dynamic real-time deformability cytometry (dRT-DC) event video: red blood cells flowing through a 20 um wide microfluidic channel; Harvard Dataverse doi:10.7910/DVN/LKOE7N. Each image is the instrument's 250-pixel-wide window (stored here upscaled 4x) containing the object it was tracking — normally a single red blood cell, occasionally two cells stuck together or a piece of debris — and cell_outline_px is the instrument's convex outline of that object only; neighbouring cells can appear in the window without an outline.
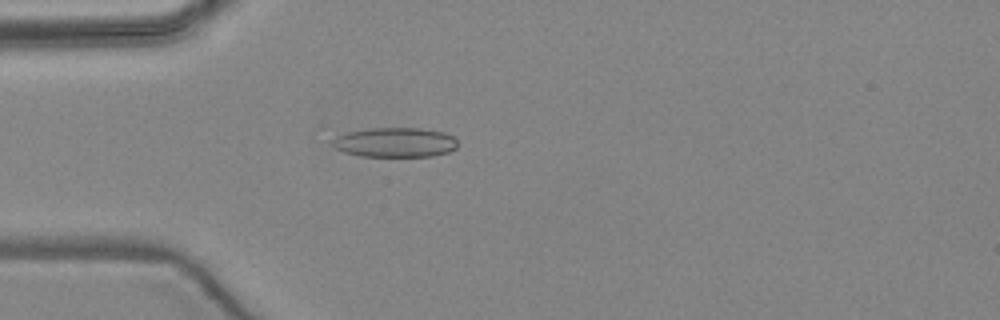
{"species": "common noctule bat (a hibernating species)", "species_latin": "Nyctalus noctula", "temperature_condition": "warm", "stored_images_in_passage": 4, "camera_frame_rate_fps": 3000, "um_per_image_px": 0.085, "animal": {"sex": "female", "body_mass_g": 24.6, "forearm_length_mm": 56.2}, "frame": {"image": 1, "passage_image": 3, "time_ms": 2.667, "image_size_px": [1000, 320], "cell_outline_px": [[456, 148], [448, 152], [432, 156], [360, 156], [344, 152], [336, 148], [332, 144], [332, 140], [336, 136], [348, 132], [372, 128], [420, 128], [444, 132], [452, 136], [456, 140]], "centroid_in_image_um": [33.58, 12.1], "position_along_channel_um": 51.4, "area_um2": 21.5}}